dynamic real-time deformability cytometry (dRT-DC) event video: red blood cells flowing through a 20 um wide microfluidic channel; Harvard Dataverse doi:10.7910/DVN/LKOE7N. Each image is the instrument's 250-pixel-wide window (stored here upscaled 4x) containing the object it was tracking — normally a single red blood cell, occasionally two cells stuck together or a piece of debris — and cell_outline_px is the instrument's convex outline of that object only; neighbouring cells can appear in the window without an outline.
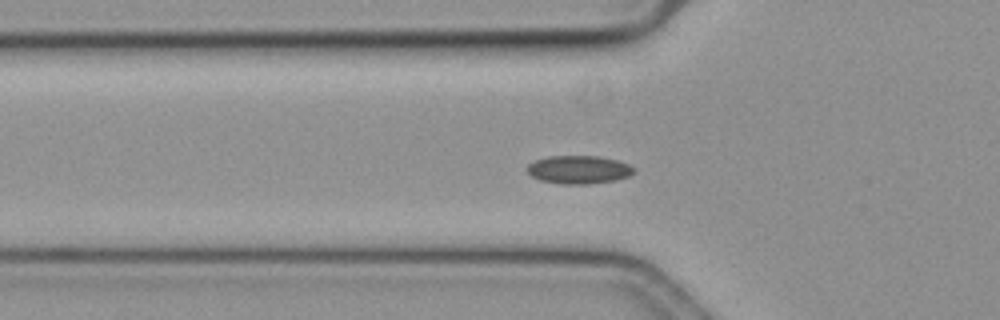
{"species": "common noctule bat (a hibernating species)", "species_latin": "Nyctalus noctula", "temperature_condition": "cold", "stored_images_in_passage": 41, "camera_frame_rate_fps": 3000, "um_per_image_px": 0.085, "animal": {"sex": "female", "body_mass_g": 19.3, "forearm_length_mm": 54.1}, "frame": {"image": 1, "passage_image": 2, "time_ms": 0.333, "image_size_px": [1000, 320], "cell_outline_px": [[636, 172], [628, 176], [616, 180], [588, 184], [560, 184], [540, 180], [532, 176], [524, 168], [528, 164], [536, 160], [548, 156], [600, 156], [616, 160], [628, 164], [636, 168]], "centroid_in_image_um": [49.19, 14.42], "position_along_channel_um": 76.6, "area_um2": 17.69}}
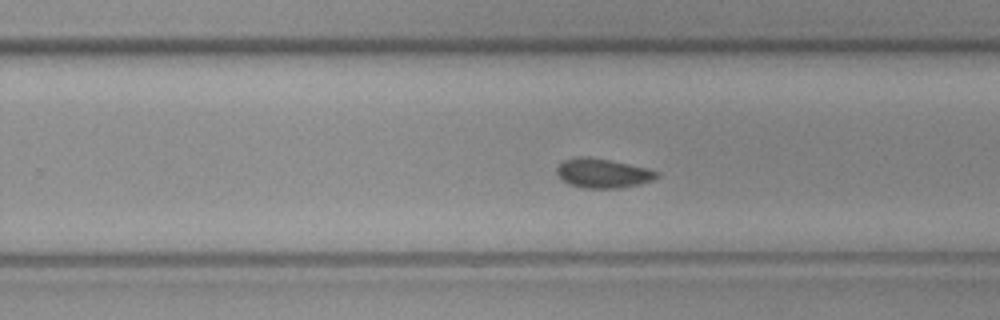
{"frame": {"image": 2, "passage_image": 19, "time_ms": 6.0, "image_size_px": [1000, 320], "cell_outline_px": [[660, 176], [652, 180], [640, 184], [620, 188], [584, 188], [568, 184], [556, 172], [556, 168], [564, 160], [580, 156], [588, 156], [648, 168], [660, 172]], "centroid_in_image_um": [51.27, 14.73], "position_along_channel_um": 278.5, "area_um2": 17.05}}
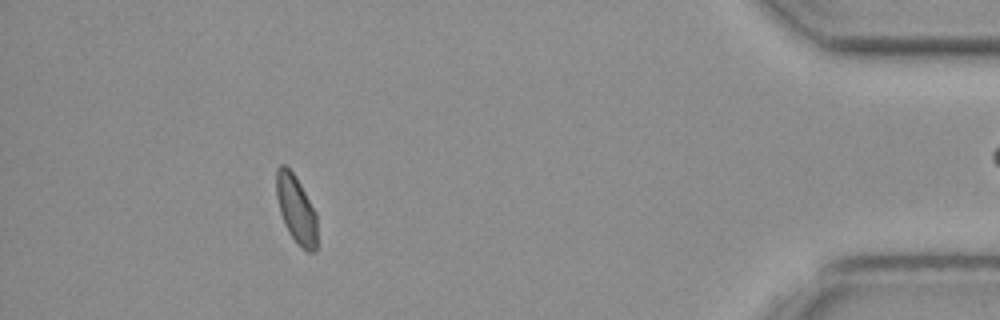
{"frame": {"image": 3, "passage_image": 35, "time_ms": 11.333, "image_size_px": [1000, 320], "cell_outline_px": [[316, 252], [308, 252], [288, 232], [284, 224], [280, 212], [276, 196], [276, 168], [280, 164], [284, 164], [296, 176], [316, 212]], "centroid_in_image_um": [25.16, 17.74], "position_along_channel_um": 410.0, "area_um2": 16.01}, "authors_computed_cell_mechanics": {"area_um2": 16.9354, "velocity_mm_per_s": 3.562, "shape_relaxation_time_tau1_ms": null, "shape_relaxation_time_tau2_ms": 3.4205, "deformation_change_tau1": null, "deformation_change_tau2": 0.0696}}